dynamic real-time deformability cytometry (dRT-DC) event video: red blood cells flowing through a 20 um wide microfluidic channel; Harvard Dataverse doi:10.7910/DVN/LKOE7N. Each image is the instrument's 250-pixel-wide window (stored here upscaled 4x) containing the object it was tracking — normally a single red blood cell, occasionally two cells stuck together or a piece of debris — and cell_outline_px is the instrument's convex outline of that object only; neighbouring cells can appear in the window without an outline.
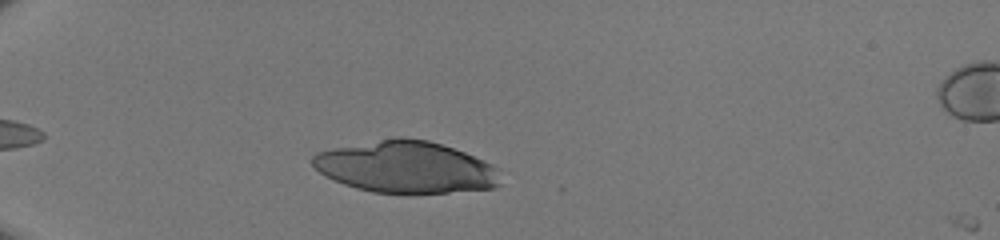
{"species": "human", "species_latin": "Homo sapiens", "temperature_condition": "room temperature", "stored_images_in_passage": 36, "camera_frame_rate_fps": 3000, "um_per_image_px": 0.085, "donor": {"sex": "male"}, "frame": {"image": 1, "passage_image": 7, "time_ms": 2.0, "image_size_px": [1000, 240], "cell_outline_px": [[500, 184], [496, 188], [448, 192], [372, 192], [356, 188], [344, 184], [324, 176], [312, 164], [312, 156], [316, 152], [332, 148], [400, 136], [404, 136], [428, 140], [464, 152], [492, 164], [496, 168]], "centroid_in_image_um": [34.47, 14.19], "position_along_channel_um": 50.5, "area_um2": 56.3}}